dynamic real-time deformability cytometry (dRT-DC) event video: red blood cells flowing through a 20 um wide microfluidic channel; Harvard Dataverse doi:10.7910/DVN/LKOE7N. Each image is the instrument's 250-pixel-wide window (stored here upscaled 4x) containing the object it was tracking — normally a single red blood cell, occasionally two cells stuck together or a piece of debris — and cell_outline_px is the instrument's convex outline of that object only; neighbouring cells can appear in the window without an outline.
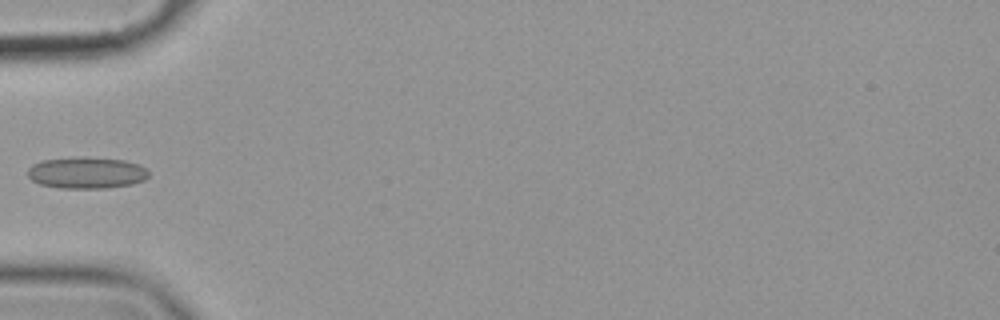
{"species": "common noctule bat (a hibernating species)", "species_latin": "Nyctalus noctula", "temperature_condition": "cold", "stored_images_in_passage": 38, "camera_frame_rate_fps": 3000, "um_per_image_px": 0.085, "animal": {"sex": "female", "body_mass_g": 19.9}, "frame": {"image": 1, "passage_image": 1, "time_ms": 0.0, "image_size_px": [1000, 320], "cell_outline_px": [[148, 176], [144, 180], [132, 184], [108, 188], [60, 188], [40, 184], [32, 180], [28, 176], [28, 168], [32, 164], [44, 160], [124, 160], [140, 164], [148, 172]], "centroid_in_image_um": [7.37, 14.75], "position_along_channel_um": 77.6, "area_um2": 21.15}}
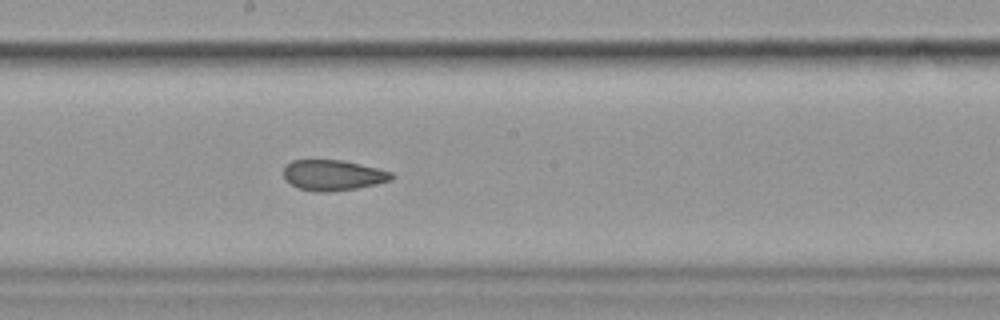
{"frame": {"image": 2, "passage_image": 13, "time_ms": 4.0, "image_size_px": [1000, 320], "cell_outline_px": [[392, 180], [376, 184], [356, 188], [328, 192], [316, 192], [300, 188], [284, 180], [284, 168], [292, 160], [344, 160], [392, 172]], "centroid_in_image_um": [28.29, 14.89], "position_along_channel_um": 219.9, "area_um2": 19.07}}
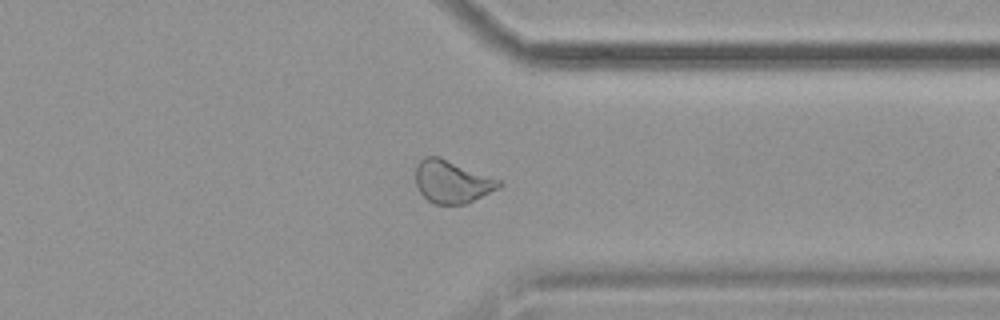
{"frame": {"image": 3, "passage_image": 26, "time_ms": 8.333, "image_size_px": [1000, 320], "cell_outline_px": [[504, 184], [500, 188], [464, 204], [436, 204], [428, 200], [420, 192], [416, 184], [416, 164], [424, 156], [440, 156], [504, 180]], "centroid_in_image_um": [38.47, 15.41], "position_along_channel_um": 372.9, "area_um2": 21.1}}